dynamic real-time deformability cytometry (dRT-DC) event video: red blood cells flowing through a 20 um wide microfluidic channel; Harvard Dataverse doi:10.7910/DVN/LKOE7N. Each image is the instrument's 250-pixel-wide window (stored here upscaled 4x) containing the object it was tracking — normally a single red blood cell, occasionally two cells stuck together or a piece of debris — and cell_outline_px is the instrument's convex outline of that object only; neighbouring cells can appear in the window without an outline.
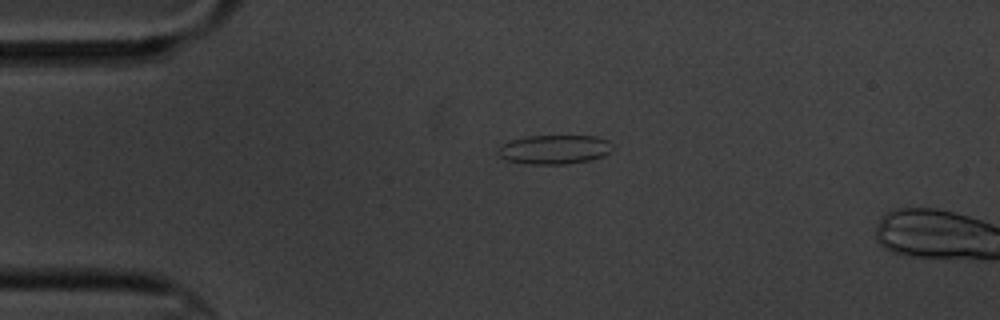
{"species": "common noctule bat (a hibernating species)", "species_latin": "Nyctalus noctula", "temperature_condition": "cold", "stored_images_in_passage": 3, "camera_frame_rate_fps": 3000, "um_per_image_px": 0.085, "animal": {"sex": "male", "body_mass_g": 20.1, "forearm_length_mm": 53.5}, "frame": {"image": 1, "passage_image": 2, "time_ms": 1.333, "image_size_px": [1000, 320], "cell_outline_px": [[612, 152], [604, 156], [588, 160], [564, 164], [528, 164], [508, 160], [500, 156], [500, 148], [504, 144], [512, 140], [528, 136], [596, 136], [608, 140]], "centroid_in_image_um": [47.17, 12.7], "position_along_channel_um": 37.8, "area_um2": 19.07}}